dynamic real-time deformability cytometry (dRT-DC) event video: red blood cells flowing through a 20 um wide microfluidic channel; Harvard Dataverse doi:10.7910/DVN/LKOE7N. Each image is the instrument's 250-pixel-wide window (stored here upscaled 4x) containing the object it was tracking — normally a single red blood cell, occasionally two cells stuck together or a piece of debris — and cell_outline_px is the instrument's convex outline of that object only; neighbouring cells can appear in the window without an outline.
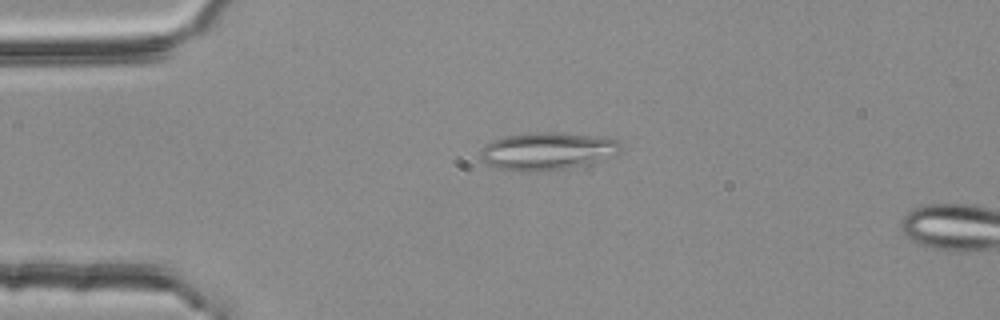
{"species": "common noctule bat (a hibernating species)", "species_latin": "Nyctalus noctula", "temperature_condition": "room temperature", "stored_images_in_passage": 2, "camera_frame_rate_fps": 3000, "um_per_image_px": 0.085, "animal": {"sex": "female", "body_mass_g": 25.1}, "frame": {"image": 1, "passage_image": 1, "time_ms": 0.0, "image_size_px": [1000, 320], "cell_outline_px": [[620, 152], [616, 156], [588, 164], [568, 168], [528, 172], [520, 172], [500, 168], [488, 164], [480, 156], [480, 152], [484, 144], [492, 140], [504, 136], [532, 132], [552, 132], [600, 136], [616, 140], [620, 144]], "centroid_in_image_um": [46.53, 12.84], "position_along_channel_um": 38.5, "area_um2": 30.92}}